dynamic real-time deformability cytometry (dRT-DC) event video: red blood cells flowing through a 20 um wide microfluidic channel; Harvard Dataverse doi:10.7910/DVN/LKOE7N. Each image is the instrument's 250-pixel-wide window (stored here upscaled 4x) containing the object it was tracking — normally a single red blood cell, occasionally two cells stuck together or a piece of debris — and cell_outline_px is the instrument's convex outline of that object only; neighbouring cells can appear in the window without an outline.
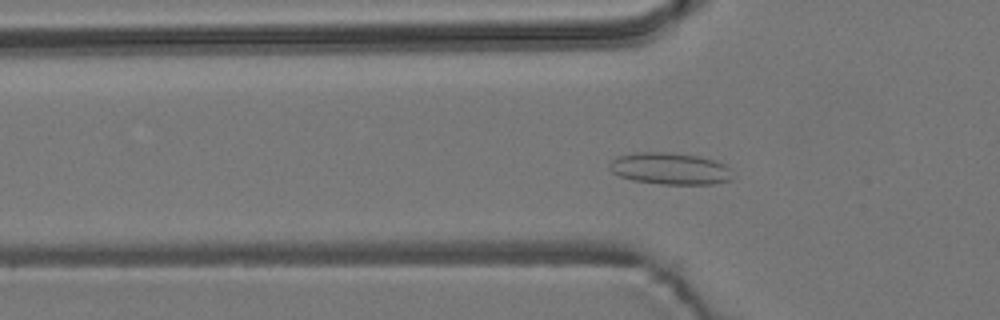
{"species": "common noctule bat (a hibernating species)", "species_latin": "Nyctalus noctula", "temperature_condition": "room temperature", "stored_images_in_passage": 56, "camera_frame_rate_fps": 3000, "um_per_image_px": 0.085, "animal": {"sex": "male", "body_mass_g": 19.2, "forearm_length_mm": 51.8}, "frame": {"image": 1, "passage_image": 17, "time_ms": 5.333, "image_size_px": [1000, 320], "cell_outline_px": [[732, 180], [712, 184], [660, 184], [632, 180], [620, 176], [612, 172], [608, 168], [608, 164], [616, 156], [636, 152], [664, 152], [700, 156], [724, 164], [732, 168]], "centroid_in_image_um": [56.94, 14.33], "position_along_channel_um": 68.9, "area_um2": 23.0}}
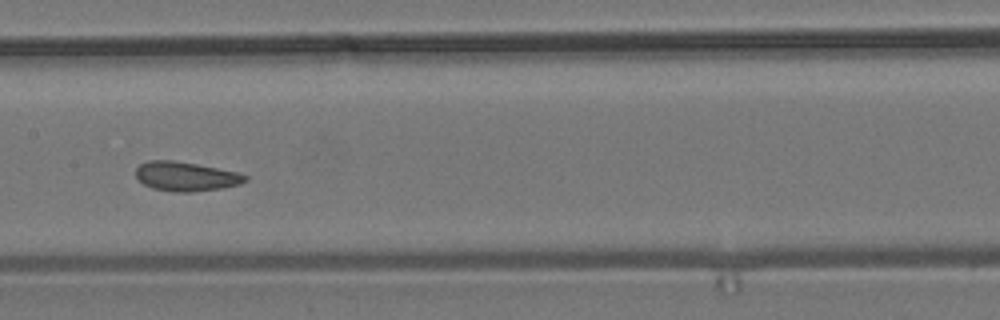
{"frame": {"image": 2, "passage_image": 27, "time_ms": 8.667, "image_size_px": [1000, 320], "cell_outline_px": [[248, 180], [240, 184], [220, 188], [192, 192], [176, 192], [152, 188], [144, 184], [136, 176], [136, 168], [140, 164], [148, 160], [172, 160], [196, 164], [236, 172], [248, 176]], "centroid_in_image_um": [15.78, 14.99], "position_along_channel_um": 191.6, "area_um2": 18.5}}
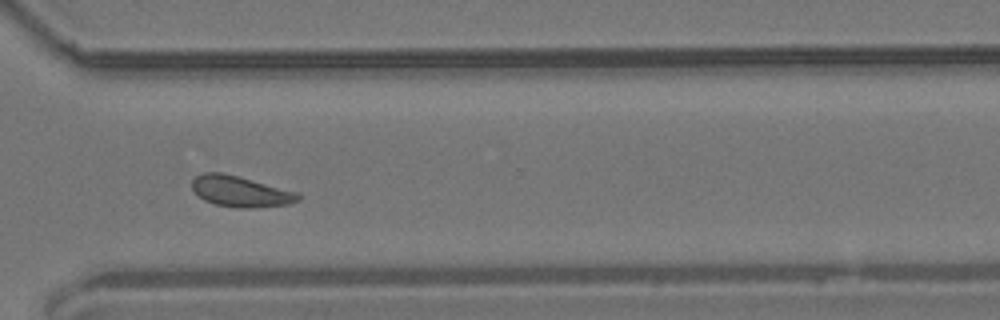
{"frame": {"image": 3, "passage_image": 40, "time_ms": 13.0, "image_size_px": [1000, 320], "cell_outline_px": [[300, 200], [288, 204], [252, 208], [240, 208], [216, 204], [204, 200], [192, 188], [192, 180], [196, 176], [204, 172], [224, 172], [296, 192], [300, 196]], "centroid_in_image_um": [20.42, 16.26], "position_along_channel_um": 350.2, "area_um2": 18.84}, "authors_computed_cell_mechanics": {"area_um2": 18.7561, "velocity_mm_per_s": 3.665, "shape_relaxation_time_tau1_ms": 8.9041, "shape_relaxation_time_tau2_ms": 1.8161, "deformation_change_tau1": 0.0891, "deformation_change_tau2": 0.0679}}